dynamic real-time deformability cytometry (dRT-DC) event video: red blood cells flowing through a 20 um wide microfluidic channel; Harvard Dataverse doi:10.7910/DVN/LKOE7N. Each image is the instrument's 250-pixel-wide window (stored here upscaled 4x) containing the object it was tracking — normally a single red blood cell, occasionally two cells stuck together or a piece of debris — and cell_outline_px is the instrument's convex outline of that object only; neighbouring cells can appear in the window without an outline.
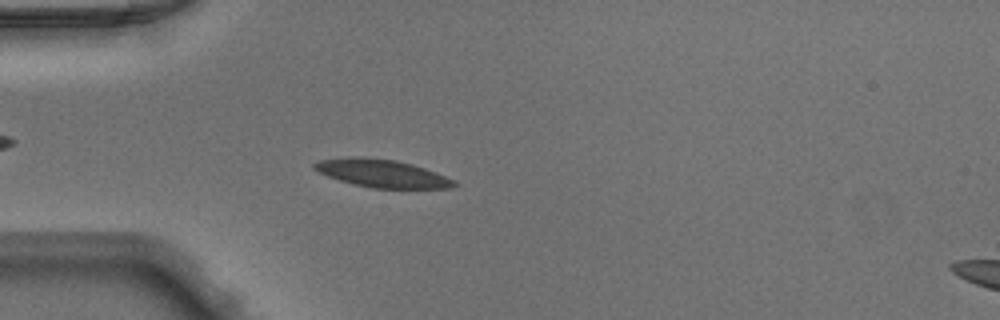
{"species": "Egyptian fruit bat (a non-hibernating species)", "species_latin": "Rousettus aegyptiacus", "temperature_condition": "warm", "stored_images_in_passage": 47, "camera_frame_rate_fps": 3000, "um_per_image_px": 0.085, "animal": {"sex": "male"}, "frame": {"image": 1, "passage_image": 12, "time_ms": 3.667, "image_size_px": [1000, 320], "cell_outline_px": [[460, 184], [452, 188], [372, 188], [352, 184], [328, 176], [312, 168], [312, 164], [320, 160], [352, 156], [364, 156], [396, 160], [412, 164], [436, 172], [456, 180]], "centroid_in_image_um": [32.5, 14.73], "position_along_channel_um": 52.5, "area_um2": 22.89}}
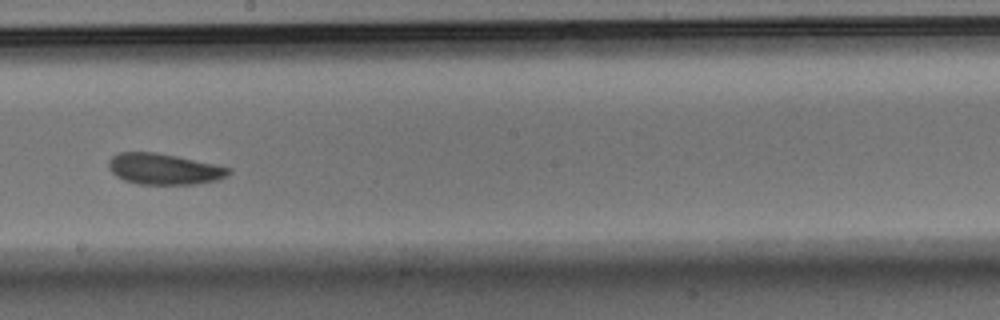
{"frame": {"image": 2, "passage_image": 26, "time_ms": 8.333, "image_size_px": [1000, 320], "cell_outline_px": [[232, 172], [228, 176], [216, 180], [196, 184], [136, 184], [124, 180], [116, 176], [112, 172], [108, 164], [108, 160], [112, 156], [120, 152], [156, 152], [216, 164], [232, 168]], "centroid_in_image_um": [13.96, 14.36], "position_along_channel_um": 234.2, "area_um2": 21.79}}
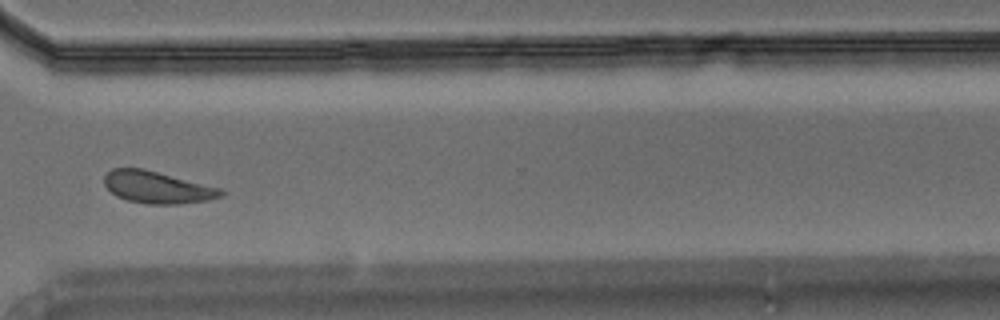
{"frame": {"image": 3, "passage_image": 35, "time_ms": 11.333, "image_size_px": [1000, 320], "cell_outline_px": [[224, 196], [208, 200], [180, 204], [148, 204], [128, 200], [116, 196], [104, 184], [104, 176], [112, 168], [144, 168], [220, 188], [224, 192]], "centroid_in_image_um": [13.37, 15.92], "position_along_channel_um": 357.2, "area_um2": 21.73}}